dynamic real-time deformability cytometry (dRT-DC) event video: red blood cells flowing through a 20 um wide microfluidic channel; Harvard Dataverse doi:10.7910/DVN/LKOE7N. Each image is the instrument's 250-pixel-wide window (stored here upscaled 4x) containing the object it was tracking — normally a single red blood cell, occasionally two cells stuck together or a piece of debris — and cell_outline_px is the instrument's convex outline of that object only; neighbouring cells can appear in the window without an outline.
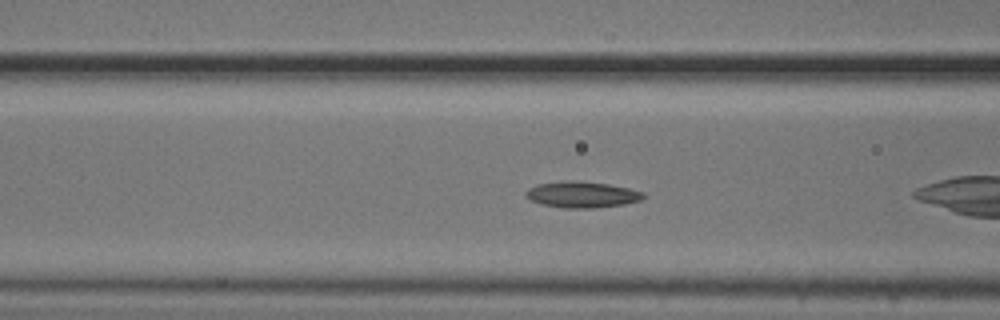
{"species": "common noctule bat (a hibernating species)", "species_latin": "Nyctalus noctula", "temperature_condition": "cold", "stored_images_in_passage": 20, "camera_frame_rate_fps": 3000, "um_per_image_px": 0.085, "animal": {"sex": "male", "body_mass_g": 20.5, "forearm_length_mm": 52.5}, "frame": {"image": 1, "passage_image": 6, "time_ms": 1.667, "image_size_px": [1000, 320], "cell_outline_px": [[648, 196], [640, 200], [624, 204], [592, 208], [564, 208], [544, 204], [532, 200], [524, 196], [524, 192], [528, 188], [536, 184], [564, 180], [580, 180], [608, 184], [628, 188], [644, 192]], "centroid_in_image_um": [49.46, 16.52], "position_along_channel_um": 117.1, "area_um2": 18.09}}
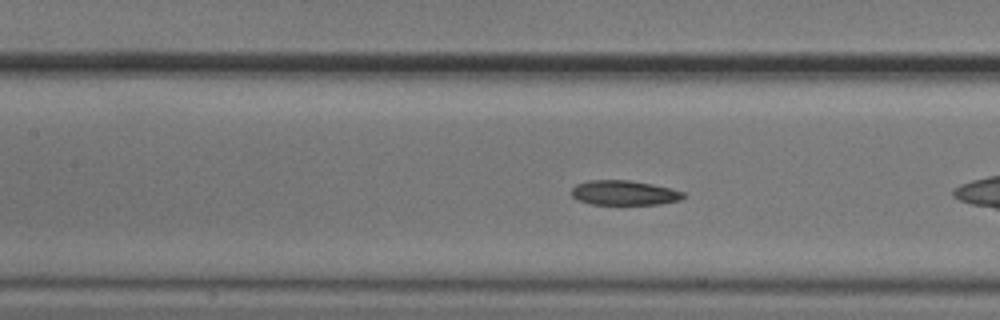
{"frame": {"image": 2, "passage_image": 9, "time_ms": 2.667, "image_size_px": [1000, 320], "cell_outline_px": [[684, 196], [680, 200], [660, 204], [592, 204], [576, 200], [572, 196], [572, 188], [576, 184], [588, 180], [632, 180], [672, 188], [684, 192]], "centroid_in_image_um": [53.05, 16.38], "position_along_channel_um": 154.4, "area_um2": 16.18}}